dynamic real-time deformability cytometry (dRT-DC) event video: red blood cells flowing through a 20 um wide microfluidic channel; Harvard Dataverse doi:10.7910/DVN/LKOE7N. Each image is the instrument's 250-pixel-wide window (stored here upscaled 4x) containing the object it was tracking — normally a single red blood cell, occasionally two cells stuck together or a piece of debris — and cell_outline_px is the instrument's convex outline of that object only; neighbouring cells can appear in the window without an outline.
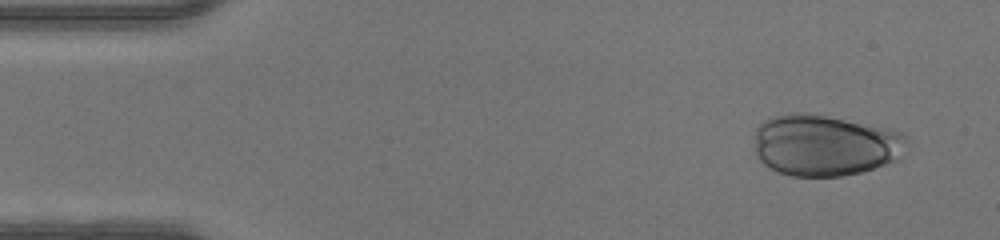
{"species": "human", "species_latin": "Homo sapiens", "temperature_condition": "warm", "stored_images_in_passage": 36, "camera_frame_rate_fps": 3000, "um_per_image_px": 0.085, "donor": {"sex": "male"}, "frame": {"image": 1, "passage_image": 1, "time_ms": 0.0, "image_size_px": [1000, 240], "cell_outline_px": [[908, 136], [900, 160], [860, 172], [840, 176], [792, 176], [780, 172], [764, 164], [756, 156], [756, 128], [764, 120], [776, 116], [796, 112], [824, 116], [888, 128], [900, 132]], "centroid_in_image_um": [70.14, 12.35], "position_along_channel_um": 14.9, "area_um2": 54.1}}
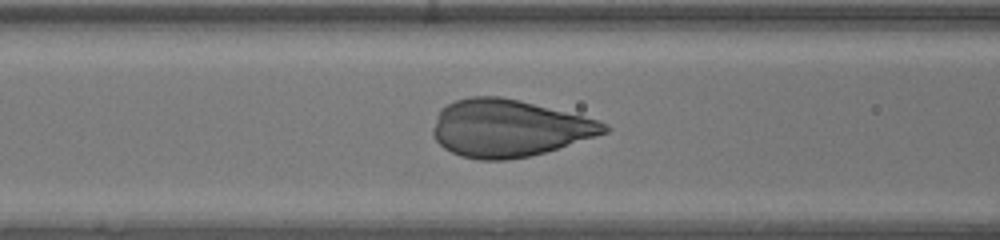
{"frame": {"image": 2, "passage_image": 16, "time_ms": 5.0, "image_size_px": [1000, 240], "cell_outline_px": [[612, 128], [608, 132], [596, 136], [544, 152], [528, 156], [504, 160], [480, 160], [460, 156], [444, 148], [432, 136], [432, 128], [436, 116], [440, 108], [456, 100], [468, 96], [500, 96], [520, 100], [584, 116], [608, 124]], "centroid_in_image_um": [43.22, 10.89], "position_along_channel_um": 123.4, "area_um2": 57.11}}
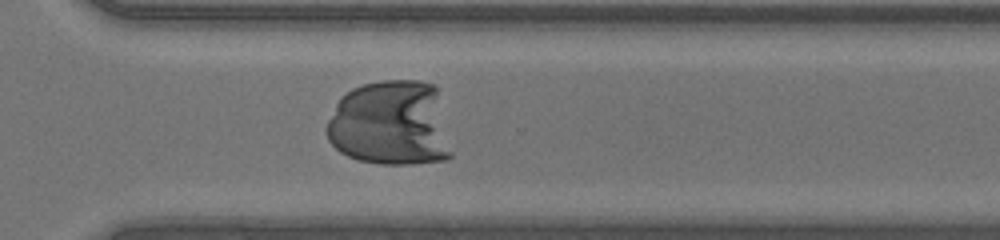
{"frame": {"image": 3, "passage_image": 31, "time_ms": 10.0, "image_size_px": [1000, 240], "cell_outline_px": [[452, 156], [448, 160], [412, 164], [380, 164], [360, 160], [348, 156], [340, 152], [328, 140], [324, 128], [340, 96], [352, 88], [364, 84], [380, 80], [420, 80], [436, 84], [452, 152]], "centroid_in_image_um": [33.2, 10.49], "position_along_channel_um": 337.4, "area_um2": 63.06}}